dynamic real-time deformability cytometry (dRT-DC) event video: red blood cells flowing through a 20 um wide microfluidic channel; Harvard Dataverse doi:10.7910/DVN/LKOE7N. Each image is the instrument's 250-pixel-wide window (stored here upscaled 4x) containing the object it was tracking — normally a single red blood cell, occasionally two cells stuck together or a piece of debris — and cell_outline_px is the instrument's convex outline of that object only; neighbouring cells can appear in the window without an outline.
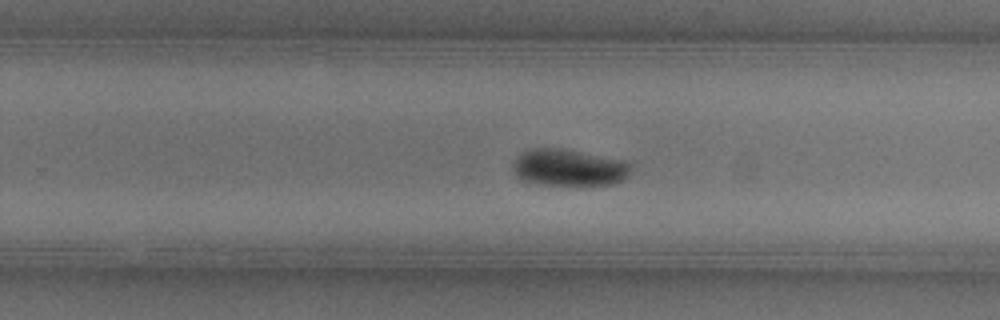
{"species": "common noctule bat (a hibernating species)", "species_latin": "Nyctalus noctula", "temperature_condition": "warm", "stored_images_in_passage": 39, "camera_frame_rate_fps": 3000, "um_per_image_px": 0.085, "animal": {"sex": "female"}, "frame": {"image": 1, "passage_image": 20, "time_ms": 6.333, "image_size_px": [1000, 320], "cell_outline_px": [[632, 164], [628, 176], [624, 180], [612, 184], [580, 188], [576, 188], [536, 184], [520, 180], [512, 172], [512, 164], [524, 152], [532, 148], [564, 148], [628, 160]], "centroid_in_image_um": [48.41, 14.3], "position_along_channel_um": 281.4, "area_um2": 26.76}}
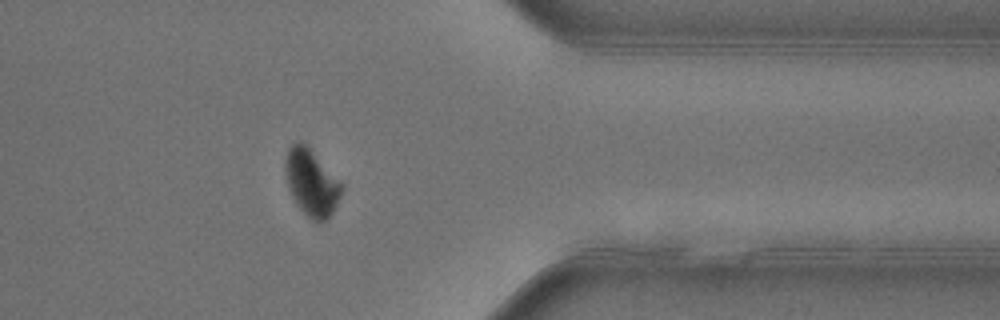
{"frame": {"image": 2, "passage_image": 29, "time_ms": 9.333, "image_size_px": [1000, 320], "cell_outline_px": [[344, 188], [332, 212], [320, 224], [312, 220], [296, 204], [288, 188], [284, 168], [284, 160], [288, 148], [292, 144], [300, 140], [308, 144], [344, 184]], "centroid_in_image_um": [26.47, 15.46], "position_along_channel_um": 384.9, "area_um2": 22.31}}
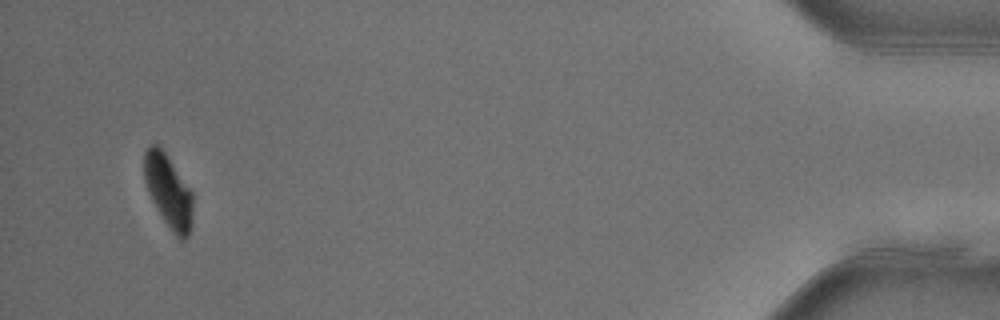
{"frame": {"image": 3, "passage_image": 37, "time_ms": 12.0, "image_size_px": [1000, 320], "cell_outline_px": [[192, 224], [188, 236], [184, 240], [180, 240], [172, 232], [156, 208], [148, 192], [144, 180], [144, 152], [152, 144], [156, 144], [164, 152], [192, 192]], "centroid_in_image_um": [14.31, 16.29], "position_along_channel_um": 420.9, "area_um2": 20.4}, "authors_computed_cell_mechanics": {"area_um2": 25.143, "velocity_mm_per_s": 3.9385, "shape_relaxation_time_tau1_ms": 3.2388, "shape_relaxation_time_tau2_ms": null, "deformation_change_tau1": 0.127, "deformation_change_tau2": null}}